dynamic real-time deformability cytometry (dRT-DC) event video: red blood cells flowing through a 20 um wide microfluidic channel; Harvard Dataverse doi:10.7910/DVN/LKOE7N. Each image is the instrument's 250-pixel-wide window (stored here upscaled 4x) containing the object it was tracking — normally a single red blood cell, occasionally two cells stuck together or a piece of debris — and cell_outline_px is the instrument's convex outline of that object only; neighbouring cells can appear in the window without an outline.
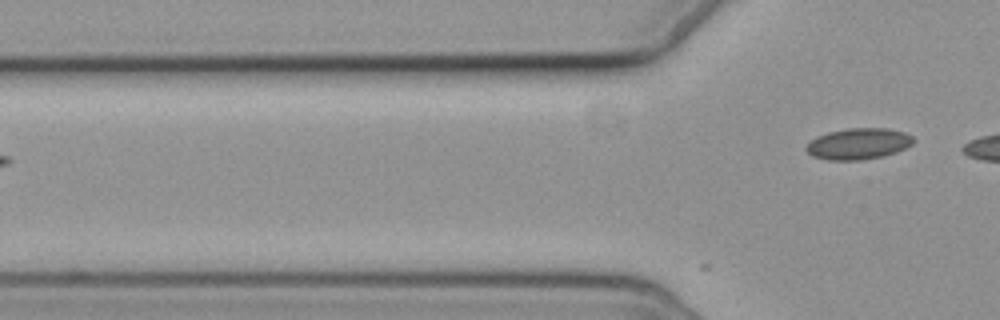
{"species": "common noctule bat (a hibernating species)", "species_latin": "Nyctalus noctula", "temperature_condition": "cold", "stored_images_in_passage": 3, "segment_of_instrument_passage": [2, 2], "camera_frame_rate_fps": 3000, "um_per_image_px": 0.085, "animal": {"sex": "female", "body_mass_g": 19.3, "forearm_length_mm": 54.1}, "frame": {"image": 1, "passage_image": 3, "time_ms": 3.333, "image_size_px": [1000, 320], "cell_outline_px": [[916, 140], [912, 144], [896, 152], [884, 156], [860, 160], [828, 160], [812, 156], [804, 148], [816, 136], [828, 132], [848, 128], [888, 128], [904, 132], [912, 136]], "centroid_in_image_um": [72.97, 12.22], "position_along_channel_um": 52.8, "area_um2": 19.54}}